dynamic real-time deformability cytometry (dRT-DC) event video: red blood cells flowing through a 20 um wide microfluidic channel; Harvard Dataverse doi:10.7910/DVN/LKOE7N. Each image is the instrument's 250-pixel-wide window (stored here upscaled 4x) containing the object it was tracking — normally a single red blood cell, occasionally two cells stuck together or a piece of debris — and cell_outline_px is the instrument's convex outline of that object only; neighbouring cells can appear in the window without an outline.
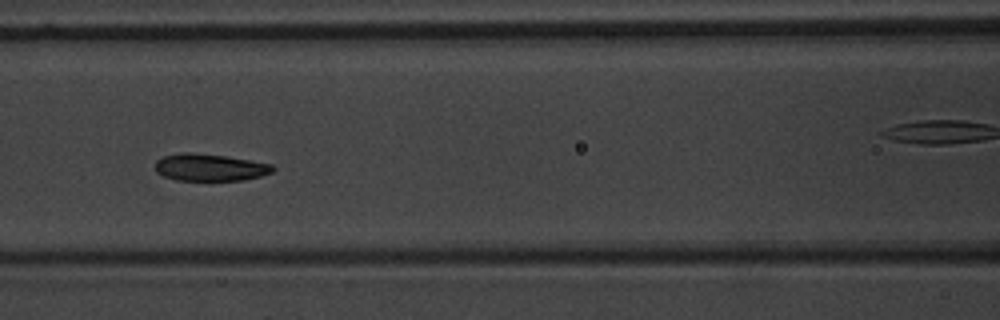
{"species": "common noctule bat (a hibernating species)", "species_latin": "Nyctalus noctula", "temperature_condition": "warm", "stored_images_in_passage": 11, "camera_frame_rate_fps": 3000, "um_per_image_px": 0.085, "animal": {"sex": "male", "body_mass_g": 20.1, "forearm_length_mm": 53.5}, "frame": {"image": 1, "passage_image": 7, "time_ms": 7.667, "image_size_px": [1000, 320], "cell_outline_px": [[276, 168], [272, 172], [260, 176], [244, 180], [176, 180], [164, 176], [156, 172], [156, 160], [164, 156], [180, 152], [192, 152], [228, 156], [272, 164]], "centroid_in_image_um": [17.84, 14.22], "position_along_channel_um": 148.8, "area_um2": 18.67}}